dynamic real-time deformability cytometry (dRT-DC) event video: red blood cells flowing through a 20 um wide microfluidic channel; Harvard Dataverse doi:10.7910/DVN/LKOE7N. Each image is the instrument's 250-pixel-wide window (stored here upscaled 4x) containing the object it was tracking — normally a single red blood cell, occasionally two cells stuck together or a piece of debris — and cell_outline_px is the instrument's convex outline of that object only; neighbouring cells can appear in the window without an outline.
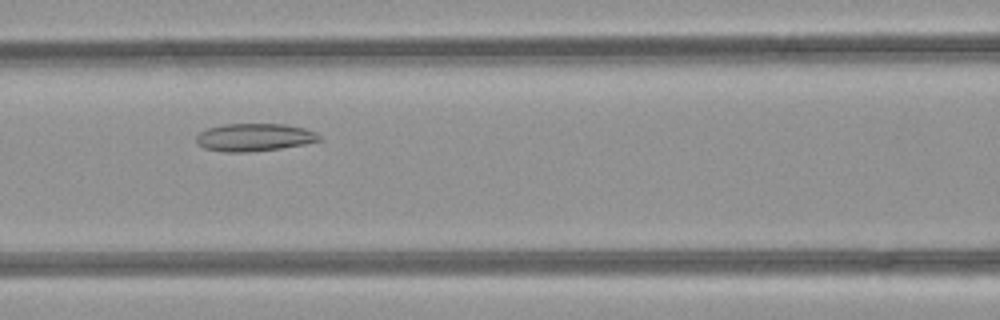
{"species": "common noctule bat (a hibernating species)", "species_latin": "Nyctalus noctula", "temperature_condition": "room temperature", "stored_images_in_passage": 45, "camera_frame_rate_fps": 3000, "um_per_image_px": 0.085, "animal": {"sex": "female", "body_mass_g": 21.9}, "frame": {"image": 1, "passage_image": 17, "time_ms": 5.333, "image_size_px": [1000, 320], "cell_outline_px": [[320, 140], [304, 144], [280, 148], [252, 152], [224, 152], [204, 148], [196, 144], [196, 136], [200, 132], [208, 128], [224, 124], [284, 124], [304, 128], [316, 132], [320, 136]], "centroid_in_image_um": [21.59, 11.67], "position_along_channel_um": 145.0, "area_um2": 19.88}}
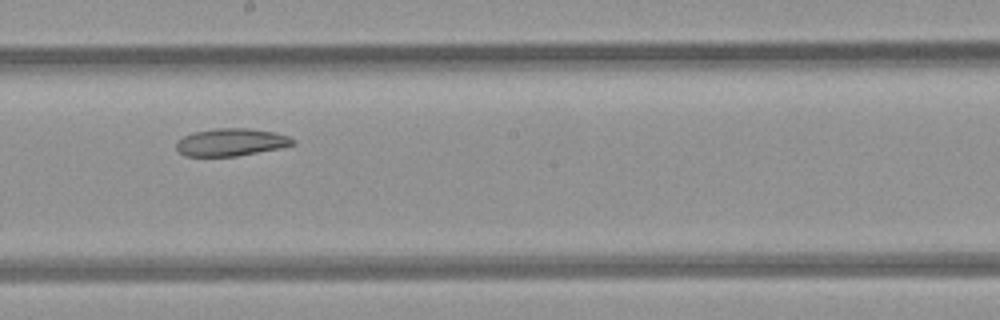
{"frame": {"image": 2, "passage_image": 23, "time_ms": 7.333, "image_size_px": [1000, 320], "cell_outline_px": [[296, 144], [280, 148], [236, 156], [184, 156], [176, 148], [176, 144], [184, 136], [192, 132], [216, 128], [248, 128], [276, 132], [288, 136], [296, 140]], "centroid_in_image_um": [19.67, 12.08], "position_along_channel_um": 228.5, "area_um2": 18.73}}
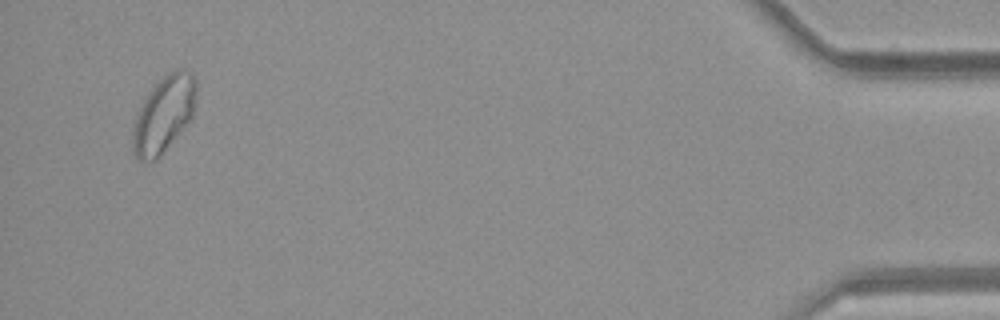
{"frame": {"image": 3, "passage_image": 43, "time_ms": 14.0, "image_size_px": [1000, 320], "cell_outline_px": [[196, 104], [192, 116], [156, 160], [140, 160], [132, 152], [132, 132], [136, 116], [144, 100], [152, 88], [168, 72], [180, 68], [184, 68], [192, 72], [196, 80]], "centroid_in_image_um": [13.93, 9.67], "position_along_channel_um": 421.3, "area_um2": 27.8}}